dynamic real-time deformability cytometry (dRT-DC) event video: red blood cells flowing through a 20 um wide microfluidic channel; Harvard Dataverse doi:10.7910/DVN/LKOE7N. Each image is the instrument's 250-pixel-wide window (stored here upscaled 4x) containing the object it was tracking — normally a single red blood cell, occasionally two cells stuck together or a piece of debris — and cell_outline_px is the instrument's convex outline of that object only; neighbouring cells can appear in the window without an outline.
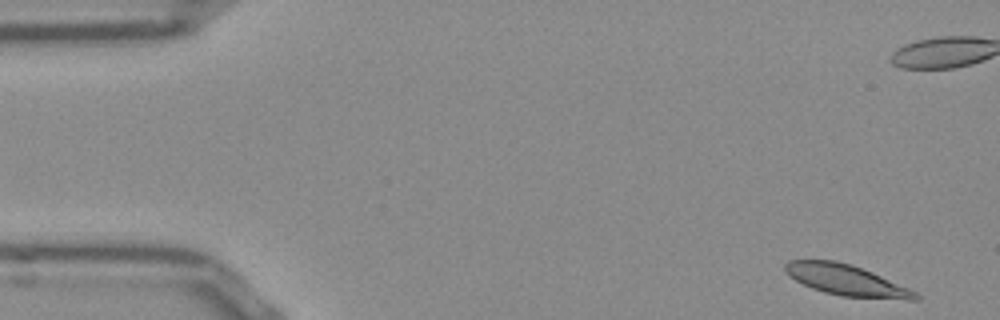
{"species": "Egyptian fruit bat (a non-hibernating species)", "species_latin": "Rousettus aegyptiacus", "temperature_condition": "room temperature", "stored_images_in_passage": 52, "camera_frame_rate_fps": 3000, "um_per_image_px": 0.085, "frame": {"image": 1, "passage_image": 1, "time_ms": 0.0, "image_size_px": [1000, 320], "cell_outline_px": [[920, 300], [908, 300], [840, 296], [824, 292], [812, 288], [788, 276], [784, 272], [784, 264], [788, 260], [836, 260], [852, 264], [872, 272], [908, 288], [916, 292], [920, 296]], "centroid_in_image_um": [71.92, 23.81], "position_along_channel_um": 13.1, "area_um2": 23.52}}
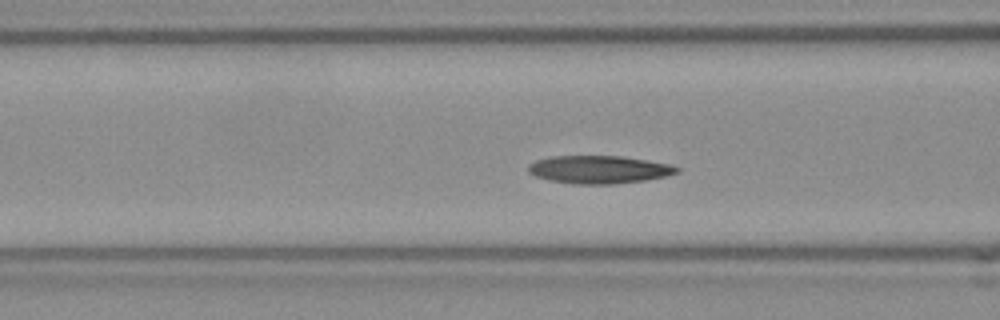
{"frame": {"image": 2, "passage_image": 18, "time_ms": 5.667, "image_size_px": [1000, 320], "cell_outline_px": [[680, 172], [664, 176], [644, 180], [616, 184], [572, 184], [548, 180], [536, 176], [528, 172], [528, 164], [536, 160], [552, 156], [620, 156], [648, 160], [672, 164], [680, 168]], "centroid_in_image_um": [50.92, 14.41], "position_along_channel_um": 115.7, "area_um2": 24.28}}
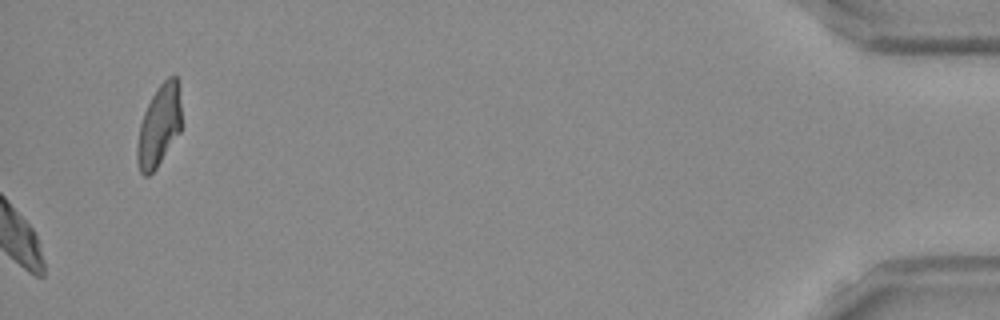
{"frame": {"image": 3, "passage_image": 52, "time_ms": 17.0, "image_size_px": [1000, 320], "cell_outline_px": [[184, 124], [180, 132], [156, 168], [148, 176], [144, 176], [140, 172], [136, 160], [136, 148], [140, 124], [144, 112], [156, 88], [168, 76], [176, 76]], "centroid_in_image_um": [13.53, 10.7], "position_along_channel_um": 421.7, "area_um2": 21.27}, "authors_computed_cell_mechanics": {"area_um2": 23.5246, "velocity_mm_per_s": 3.7882, "shape_relaxation_time_tau1_ms": 2.6532, "shape_relaxation_time_tau2_ms": 6.0642, "deformation_change_tau1": 0.124, "deformation_change_tau2": 0.1156}}